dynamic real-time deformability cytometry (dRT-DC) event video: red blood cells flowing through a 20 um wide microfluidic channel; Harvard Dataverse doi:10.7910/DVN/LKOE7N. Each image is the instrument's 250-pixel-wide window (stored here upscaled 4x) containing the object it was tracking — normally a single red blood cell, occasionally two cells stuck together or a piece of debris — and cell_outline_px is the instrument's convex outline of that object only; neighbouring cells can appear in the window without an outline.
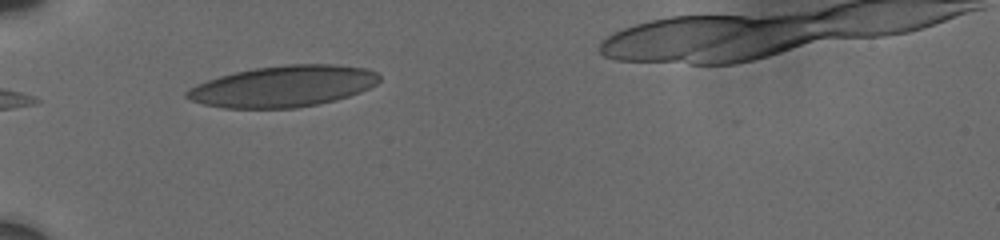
{"species": "human", "species_latin": "Homo sapiens", "temperature_condition": "cold", "stored_images_in_passage": 2, "camera_frame_rate_fps": 3000, "um_per_image_px": 0.085, "donor": {"sex": "male"}, "frame": {"image": 1, "passage_image": 1, "time_ms": 0.0, "image_size_px": [1000, 240], "cell_outline_px": [[380, 80], [376, 84], [360, 92], [336, 100], [296, 108], [224, 108], [204, 104], [192, 100], [184, 96], [184, 92], [188, 88], [196, 84], [220, 76], [236, 72], [256, 68], [288, 64], [332, 64], [364, 68], [376, 72], [380, 76]], "centroid_in_image_um": [24.06, 7.34], "position_along_channel_um": 60.9, "area_um2": 46.07}}